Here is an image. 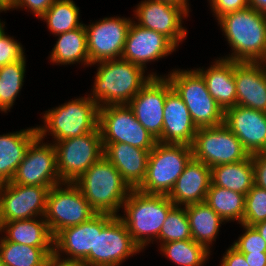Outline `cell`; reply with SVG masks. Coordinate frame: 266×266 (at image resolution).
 <instances>
[{"label": "cell", "mask_w": 266, "mask_h": 266, "mask_svg": "<svg viewBox=\"0 0 266 266\" xmlns=\"http://www.w3.org/2000/svg\"><path fill=\"white\" fill-rule=\"evenodd\" d=\"M254 185L266 189V152L252 154Z\"/></svg>", "instance_id": "cell-42"}, {"label": "cell", "mask_w": 266, "mask_h": 266, "mask_svg": "<svg viewBox=\"0 0 266 266\" xmlns=\"http://www.w3.org/2000/svg\"><path fill=\"white\" fill-rule=\"evenodd\" d=\"M207 203L225 222L236 221L242 224L244 216L245 195L210 185L206 194Z\"/></svg>", "instance_id": "cell-32"}, {"label": "cell", "mask_w": 266, "mask_h": 266, "mask_svg": "<svg viewBox=\"0 0 266 266\" xmlns=\"http://www.w3.org/2000/svg\"><path fill=\"white\" fill-rule=\"evenodd\" d=\"M53 186H30L11 181L0 184V225L3 222L44 217Z\"/></svg>", "instance_id": "cell-12"}, {"label": "cell", "mask_w": 266, "mask_h": 266, "mask_svg": "<svg viewBox=\"0 0 266 266\" xmlns=\"http://www.w3.org/2000/svg\"><path fill=\"white\" fill-rule=\"evenodd\" d=\"M37 136L36 127L0 135V184L13 179L30 143Z\"/></svg>", "instance_id": "cell-26"}, {"label": "cell", "mask_w": 266, "mask_h": 266, "mask_svg": "<svg viewBox=\"0 0 266 266\" xmlns=\"http://www.w3.org/2000/svg\"><path fill=\"white\" fill-rule=\"evenodd\" d=\"M244 233L234 241L232 246L241 253H260L266 252V242L253 226L240 224Z\"/></svg>", "instance_id": "cell-38"}, {"label": "cell", "mask_w": 266, "mask_h": 266, "mask_svg": "<svg viewBox=\"0 0 266 266\" xmlns=\"http://www.w3.org/2000/svg\"><path fill=\"white\" fill-rule=\"evenodd\" d=\"M13 0H0V10L7 11L12 6Z\"/></svg>", "instance_id": "cell-49"}, {"label": "cell", "mask_w": 266, "mask_h": 266, "mask_svg": "<svg viewBox=\"0 0 266 266\" xmlns=\"http://www.w3.org/2000/svg\"><path fill=\"white\" fill-rule=\"evenodd\" d=\"M172 89L165 75L152 77L128 103L138 122L156 139L162 135L165 98Z\"/></svg>", "instance_id": "cell-17"}, {"label": "cell", "mask_w": 266, "mask_h": 266, "mask_svg": "<svg viewBox=\"0 0 266 266\" xmlns=\"http://www.w3.org/2000/svg\"><path fill=\"white\" fill-rule=\"evenodd\" d=\"M243 254L249 266H266V252Z\"/></svg>", "instance_id": "cell-45"}, {"label": "cell", "mask_w": 266, "mask_h": 266, "mask_svg": "<svg viewBox=\"0 0 266 266\" xmlns=\"http://www.w3.org/2000/svg\"><path fill=\"white\" fill-rule=\"evenodd\" d=\"M210 185L211 168L192 157L167 197L182 207L205 202Z\"/></svg>", "instance_id": "cell-23"}, {"label": "cell", "mask_w": 266, "mask_h": 266, "mask_svg": "<svg viewBox=\"0 0 266 266\" xmlns=\"http://www.w3.org/2000/svg\"><path fill=\"white\" fill-rule=\"evenodd\" d=\"M56 0H13L12 6L7 10L17 8L29 9L30 13L40 18Z\"/></svg>", "instance_id": "cell-41"}, {"label": "cell", "mask_w": 266, "mask_h": 266, "mask_svg": "<svg viewBox=\"0 0 266 266\" xmlns=\"http://www.w3.org/2000/svg\"><path fill=\"white\" fill-rule=\"evenodd\" d=\"M220 266H249L244 254L239 252L232 245L227 248L225 254H223Z\"/></svg>", "instance_id": "cell-43"}, {"label": "cell", "mask_w": 266, "mask_h": 266, "mask_svg": "<svg viewBox=\"0 0 266 266\" xmlns=\"http://www.w3.org/2000/svg\"><path fill=\"white\" fill-rule=\"evenodd\" d=\"M211 185L229 189L246 196L254 185L251 155L242 161L211 167Z\"/></svg>", "instance_id": "cell-30"}, {"label": "cell", "mask_w": 266, "mask_h": 266, "mask_svg": "<svg viewBox=\"0 0 266 266\" xmlns=\"http://www.w3.org/2000/svg\"><path fill=\"white\" fill-rule=\"evenodd\" d=\"M0 12H3V10H0ZM4 28H5V22H1V19H0V40L6 34V32L4 31L5 30Z\"/></svg>", "instance_id": "cell-50"}, {"label": "cell", "mask_w": 266, "mask_h": 266, "mask_svg": "<svg viewBox=\"0 0 266 266\" xmlns=\"http://www.w3.org/2000/svg\"><path fill=\"white\" fill-rule=\"evenodd\" d=\"M196 70L204 78L208 92L223 111L237 105L233 60L221 57L215 59L206 70L200 67Z\"/></svg>", "instance_id": "cell-25"}, {"label": "cell", "mask_w": 266, "mask_h": 266, "mask_svg": "<svg viewBox=\"0 0 266 266\" xmlns=\"http://www.w3.org/2000/svg\"><path fill=\"white\" fill-rule=\"evenodd\" d=\"M166 75L187 106L197 128L224 124V111L210 95L202 75L195 69H173Z\"/></svg>", "instance_id": "cell-6"}, {"label": "cell", "mask_w": 266, "mask_h": 266, "mask_svg": "<svg viewBox=\"0 0 266 266\" xmlns=\"http://www.w3.org/2000/svg\"><path fill=\"white\" fill-rule=\"evenodd\" d=\"M54 247L21 245L0 238L1 266H47Z\"/></svg>", "instance_id": "cell-31"}, {"label": "cell", "mask_w": 266, "mask_h": 266, "mask_svg": "<svg viewBox=\"0 0 266 266\" xmlns=\"http://www.w3.org/2000/svg\"><path fill=\"white\" fill-rule=\"evenodd\" d=\"M99 130L102 143H127L151 151L157 139L135 118L128 104L99 107Z\"/></svg>", "instance_id": "cell-9"}, {"label": "cell", "mask_w": 266, "mask_h": 266, "mask_svg": "<svg viewBox=\"0 0 266 266\" xmlns=\"http://www.w3.org/2000/svg\"><path fill=\"white\" fill-rule=\"evenodd\" d=\"M47 266H89L84 260L68 259L55 252L49 257Z\"/></svg>", "instance_id": "cell-44"}, {"label": "cell", "mask_w": 266, "mask_h": 266, "mask_svg": "<svg viewBox=\"0 0 266 266\" xmlns=\"http://www.w3.org/2000/svg\"><path fill=\"white\" fill-rule=\"evenodd\" d=\"M176 48L177 46L162 33L142 28L133 20L121 58L147 70L146 63L158 61L175 52Z\"/></svg>", "instance_id": "cell-18"}, {"label": "cell", "mask_w": 266, "mask_h": 266, "mask_svg": "<svg viewBox=\"0 0 266 266\" xmlns=\"http://www.w3.org/2000/svg\"><path fill=\"white\" fill-rule=\"evenodd\" d=\"M50 52V62L57 65L90 64L87 50V33L84 24L74 30L61 33Z\"/></svg>", "instance_id": "cell-29"}, {"label": "cell", "mask_w": 266, "mask_h": 266, "mask_svg": "<svg viewBox=\"0 0 266 266\" xmlns=\"http://www.w3.org/2000/svg\"><path fill=\"white\" fill-rule=\"evenodd\" d=\"M97 212L72 182L49 189L44 218L53 237L67 227L90 220Z\"/></svg>", "instance_id": "cell-8"}, {"label": "cell", "mask_w": 266, "mask_h": 266, "mask_svg": "<svg viewBox=\"0 0 266 266\" xmlns=\"http://www.w3.org/2000/svg\"><path fill=\"white\" fill-rule=\"evenodd\" d=\"M253 227L266 242V220L253 225Z\"/></svg>", "instance_id": "cell-47"}, {"label": "cell", "mask_w": 266, "mask_h": 266, "mask_svg": "<svg viewBox=\"0 0 266 266\" xmlns=\"http://www.w3.org/2000/svg\"><path fill=\"white\" fill-rule=\"evenodd\" d=\"M133 18L105 17L85 25L90 64L120 59Z\"/></svg>", "instance_id": "cell-14"}, {"label": "cell", "mask_w": 266, "mask_h": 266, "mask_svg": "<svg viewBox=\"0 0 266 266\" xmlns=\"http://www.w3.org/2000/svg\"><path fill=\"white\" fill-rule=\"evenodd\" d=\"M11 182L30 186H56L64 183L57 171L54 144L43 143V139L37 136L30 143Z\"/></svg>", "instance_id": "cell-13"}, {"label": "cell", "mask_w": 266, "mask_h": 266, "mask_svg": "<svg viewBox=\"0 0 266 266\" xmlns=\"http://www.w3.org/2000/svg\"><path fill=\"white\" fill-rule=\"evenodd\" d=\"M57 171L63 182L74 183L104 156L99 127L82 136L56 141Z\"/></svg>", "instance_id": "cell-10"}, {"label": "cell", "mask_w": 266, "mask_h": 266, "mask_svg": "<svg viewBox=\"0 0 266 266\" xmlns=\"http://www.w3.org/2000/svg\"><path fill=\"white\" fill-rule=\"evenodd\" d=\"M224 124L250 154L266 152V113L235 105L224 111Z\"/></svg>", "instance_id": "cell-20"}, {"label": "cell", "mask_w": 266, "mask_h": 266, "mask_svg": "<svg viewBox=\"0 0 266 266\" xmlns=\"http://www.w3.org/2000/svg\"><path fill=\"white\" fill-rule=\"evenodd\" d=\"M115 216L97 213L90 220L63 229L54 237V252L68 259L85 260L95 252L96 231H101ZM65 253V254H64Z\"/></svg>", "instance_id": "cell-19"}, {"label": "cell", "mask_w": 266, "mask_h": 266, "mask_svg": "<svg viewBox=\"0 0 266 266\" xmlns=\"http://www.w3.org/2000/svg\"><path fill=\"white\" fill-rule=\"evenodd\" d=\"M159 248L160 253L178 266H203L211 254L193 239L163 243Z\"/></svg>", "instance_id": "cell-35"}, {"label": "cell", "mask_w": 266, "mask_h": 266, "mask_svg": "<svg viewBox=\"0 0 266 266\" xmlns=\"http://www.w3.org/2000/svg\"><path fill=\"white\" fill-rule=\"evenodd\" d=\"M79 12L80 9L73 0H56L40 19L46 22L52 34L58 35L84 24L80 22Z\"/></svg>", "instance_id": "cell-33"}, {"label": "cell", "mask_w": 266, "mask_h": 266, "mask_svg": "<svg viewBox=\"0 0 266 266\" xmlns=\"http://www.w3.org/2000/svg\"><path fill=\"white\" fill-rule=\"evenodd\" d=\"M191 147L193 158L210 168L239 162L250 156L241 141L225 124L198 128Z\"/></svg>", "instance_id": "cell-11"}, {"label": "cell", "mask_w": 266, "mask_h": 266, "mask_svg": "<svg viewBox=\"0 0 266 266\" xmlns=\"http://www.w3.org/2000/svg\"><path fill=\"white\" fill-rule=\"evenodd\" d=\"M191 229V237L198 244L211 251L213 241L225 221L205 202L185 206Z\"/></svg>", "instance_id": "cell-28"}, {"label": "cell", "mask_w": 266, "mask_h": 266, "mask_svg": "<svg viewBox=\"0 0 266 266\" xmlns=\"http://www.w3.org/2000/svg\"><path fill=\"white\" fill-rule=\"evenodd\" d=\"M266 220V189L253 185L245 196L242 224L253 226Z\"/></svg>", "instance_id": "cell-37"}, {"label": "cell", "mask_w": 266, "mask_h": 266, "mask_svg": "<svg viewBox=\"0 0 266 266\" xmlns=\"http://www.w3.org/2000/svg\"><path fill=\"white\" fill-rule=\"evenodd\" d=\"M134 23L142 28L154 30L168 37L177 47L187 37V29L182 20L189 14L176 4L160 0H144L136 5Z\"/></svg>", "instance_id": "cell-16"}, {"label": "cell", "mask_w": 266, "mask_h": 266, "mask_svg": "<svg viewBox=\"0 0 266 266\" xmlns=\"http://www.w3.org/2000/svg\"><path fill=\"white\" fill-rule=\"evenodd\" d=\"M249 7L266 14V0H248Z\"/></svg>", "instance_id": "cell-46"}, {"label": "cell", "mask_w": 266, "mask_h": 266, "mask_svg": "<svg viewBox=\"0 0 266 266\" xmlns=\"http://www.w3.org/2000/svg\"><path fill=\"white\" fill-rule=\"evenodd\" d=\"M249 7L248 0H212L210 9L218 20L227 13L240 11Z\"/></svg>", "instance_id": "cell-40"}, {"label": "cell", "mask_w": 266, "mask_h": 266, "mask_svg": "<svg viewBox=\"0 0 266 266\" xmlns=\"http://www.w3.org/2000/svg\"><path fill=\"white\" fill-rule=\"evenodd\" d=\"M192 157L191 146L157 142L150 151L146 175L137 190L168 195Z\"/></svg>", "instance_id": "cell-7"}, {"label": "cell", "mask_w": 266, "mask_h": 266, "mask_svg": "<svg viewBox=\"0 0 266 266\" xmlns=\"http://www.w3.org/2000/svg\"><path fill=\"white\" fill-rule=\"evenodd\" d=\"M2 232L7 241L34 247H54V237L44 217L3 222L0 225Z\"/></svg>", "instance_id": "cell-27"}, {"label": "cell", "mask_w": 266, "mask_h": 266, "mask_svg": "<svg viewBox=\"0 0 266 266\" xmlns=\"http://www.w3.org/2000/svg\"><path fill=\"white\" fill-rule=\"evenodd\" d=\"M237 105L266 113V62H235Z\"/></svg>", "instance_id": "cell-21"}, {"label": "cell", "mask_w": 266, "mask_h": 266, "mask_svg": "<svg viewBox=\"0 0 266 266\" xmlns=\"http://www.w3.org/2000/svg\"><path fill=\"white\" fill-rule=\"evenodd\" d=\"M26 55L19 61L0 67V111L7 113L13 107L24 84Z\"/></svg>", "instance_id": "cell-34"}, {"label": "cell", "mask_w": 266, "mask_h": 266, "mask_svg": "<svg viewBox=\"0 0 266 266\" xmlns=\"http://www.w3.org/2000/svg\"><path fill=\"white\" fill-rule=\"evenodd\" d=\"M24 52L18 40L5 34L0 40V67L19 61L25 56Z\"/></svg>", "instance_id": "cell-39"}, {"label": "cell", "mask_w": 266, "mask_h": 266, "mask_svg": "<svg viewBox=\"0 0 266 266\" xmlns=\"http://www.w3.org/2000/svg\"><path fill=\"white\" fill-rule=\"evenodd\" d=\"M160 1H166L176 4L178 6H182L188 13L190 12L188 0H160Z\"/></svg>", "instance_id": "cell-48"}, {"label": "cell", "mask_w": 266, "mask_h": 266, "mask_svg": "<svg viewBox=\"0 0 266 266\" xmlns=\"http://www.w3.org/2000/svg\"><path fill=\"white\" fill-rule=\"evenodd\" d=\"M42 119L44 125L36 126L38 136L44 140L50 135L54 139V144L56 141L95 131L99 123V106L86 95L48 109Z\"/></svg>", "instance_id": "cell-5"}, {"label": "cell", "mask_w": 266, "mask_h": 266, "mask_svg": "<svg viewBox=\"0 0 266 266\" xmlns=\"http://www.w3.org/2000/svg\"><path fill=\"white\" fill-rule=\"evenodd\" d=\"M74 184L97 213L118 216L131 192L120 172L104 156L85 171Z\"/></svg>", "instance_id": "cell-4"}, {"label": "cell", "mask_w": 266, "mask_h": 266, "mask_svg": "<svg viewBox=\"0 0 266 266\" xmlns=\"http://www.w3.org/2000/svg\"><path fill=\"white\" fill-rule=\"evenodd\" d=\"M232 53L224 59L235 62H266V14L247 7L218 19Z\"/></svg>", "instance_id": "cell-2"}, {"label": "cell", "mask_w": 266, "mask_h": 266, "mask_svg": "<svg viewBox=\"0 0 266 266\" xmlns=\"http://www.w3.org/2000/svg\"><path fill=\"white\" fill-rule=\"evenodd\" d=\"M175 204L167 195L146 194L132 189L123 203L124 215H118L134 243L143 251L158 238L168 212Z\"/></svg>", "instance_id": "cell-3"}, {"label": "cell", "mask_w": 266, "mask_h": 266, "mask_svg": "<svg viewBox=\"0 0 266 266\" xmlns=\"http://www.w3.org/2000/svg\"><path fill=\"white\" fill-rule=\"evenodd\" d=\"M102 145L104 157L116 167L131 189H137L145 178L150 151L127 143H102Z\"/></svg>", "instance_id": "cell-24"}, {"label": "cell", "mask_w": 266, "mask_h": 266, "mask_svg": "<svg viewBox=\"0 0 266 266\" xmlns=\"http://www.w3.org/2000/svg\"><path fill=\"white\" fill-rule=\"evenodd\" d=\"M141 252L123 221L115 216L101 231H96L95 252L84 260L89 266H119Z\"/></svg>", "instance_id": "cell-15"}, {"label": "cell", "mask_w": 266, "mask_h": 266, "mask_svg": "<svg viewBox=\"0 0 266 266\" xmlns=\"http://www.w3.org/2000/svg\"><path fill=\"white\" fill-rule=\"evenodd\" d=\"M191 229L185 206H174L167 214L166 220L160 229L156 242L161 244L167 242L190 240Z\"/></svg>", "instance_id": "cell-36"}, {"label": "cell", "mask_w": 266, "mask_h": 266, "mask_svg": "<svg viewBox=\"0 0 266 266\" xmlns=\"http://www.w3.org/2000/svg\"><path fill=\"white\" fill-rule=\"evenodd\" d=\"M197 130L184 101L172 89L165 98L162 135L157 142L191 146Z\"/></svg>", "instance_id": "cell-22"}, {"label": "cell", "mask_w": 266, "mask_h": 266, "mask_svg": "<svg viewBox=\"0 0 266 266\" xmlns=\"http://www.w3.org/2000/svg\"><path fill=\"white\" fill-rule=\"evenodd\" d=\"M95 64L94 86L88 95L99 107L128 104L152 77H159L154 72L145 75L142 67L122 58Z\"/></svg>", "instance_id": "cell-1"}]
</instances>
